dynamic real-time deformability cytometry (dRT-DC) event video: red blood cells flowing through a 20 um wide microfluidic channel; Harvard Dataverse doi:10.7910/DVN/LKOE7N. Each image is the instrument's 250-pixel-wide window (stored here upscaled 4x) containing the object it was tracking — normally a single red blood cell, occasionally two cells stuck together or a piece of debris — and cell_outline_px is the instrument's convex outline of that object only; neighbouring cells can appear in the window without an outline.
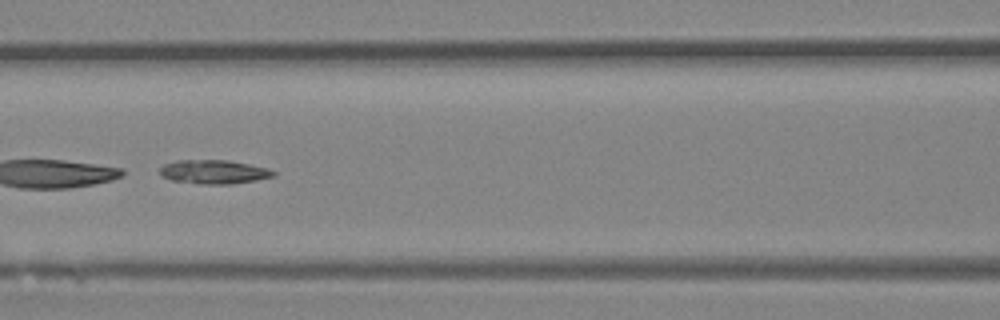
{"species": "Egyptian fruit bat (a non-hibernating species)", "species_latin": "Rousettus aegyptiacus", "temperature_condition": "room temperature", "stored_images_in_passage": 11, "camera_frame_rate_fps": 3000, "um_per_image_px": 0.085, "animal": {"sex": "female"}, "frame": {"image": 1, "passage_image": 7, "time_ms": 2.0, "image_size_px": [1000, 320], "cell_outline_px": [[276, 176], [256, 180], [232, 184], [200, 184], [172, 180], [160, 176], [160, 168], [164, 164], [176, 160], [228, 160], [268, 168], [276, 172]], "centroid_in_image_um": [18.18, 14.61], "position_along_channel_um": 148.4, "area_um2": 15.9}}
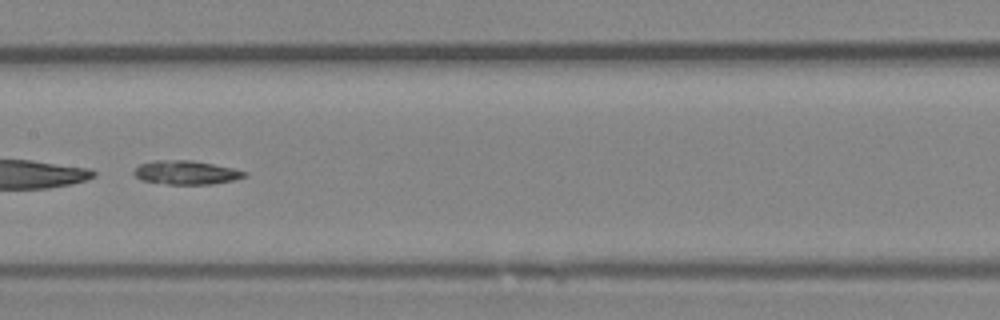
{"frame": {"image": 2, "passage_image": 10, "time_ms": 3.0, "image_size_px": [1000, 320], "cell_outline_px": [[248, 176], [232, 180], [212, 184], [168, 184], [140, 180], [132, 172], [140, 164], [156, 160], [192, 160], [232, 168], [248, 172]], "centroid_in_image_um": [15.82, 14.66], "position_along_channel_um": 191.6, "area_um2": 15.26}}